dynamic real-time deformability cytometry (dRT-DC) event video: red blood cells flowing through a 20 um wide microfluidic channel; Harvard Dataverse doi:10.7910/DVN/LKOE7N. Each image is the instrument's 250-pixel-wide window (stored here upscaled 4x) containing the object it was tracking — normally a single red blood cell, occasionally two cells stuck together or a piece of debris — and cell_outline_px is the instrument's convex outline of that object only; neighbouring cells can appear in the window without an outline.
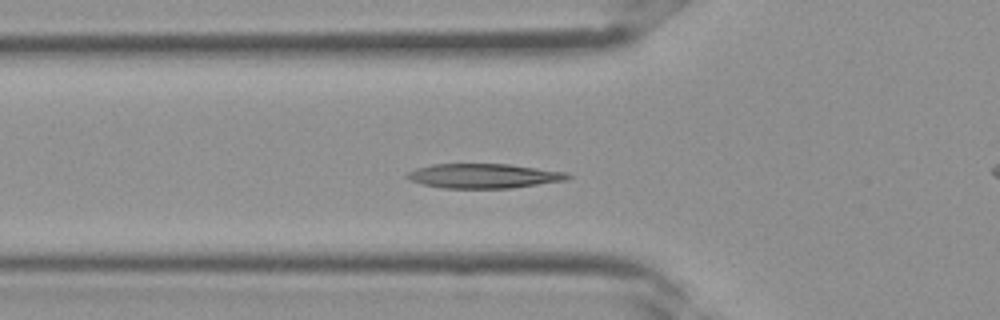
{"species": "Egyptian fruit bat (a non-hibernating species)", "species_latin": "Rousettus aegyptiacus", "temperature_condition": "room temperature", "stored_images_in_passage": 37, "camera_frame_rate_fps": 3000, "um_per_image_px": 0.085, "frame": {"image": 1, "passage_image": 13, "time_ms": 4.0, "image_size_px": [1000, 320], "cell_outline_px": [[572, 176], [568, 180], [512, 188], [440, 188], [424, 184], [412, 180], [404, 176], [408, 172], [416, 168], [432, 164], [508, 164], [568, 172]], "centroid_in_image_um": [41.15, 14.95], "position_along_channel_um": 84.6, "area_um2": 23.0}}
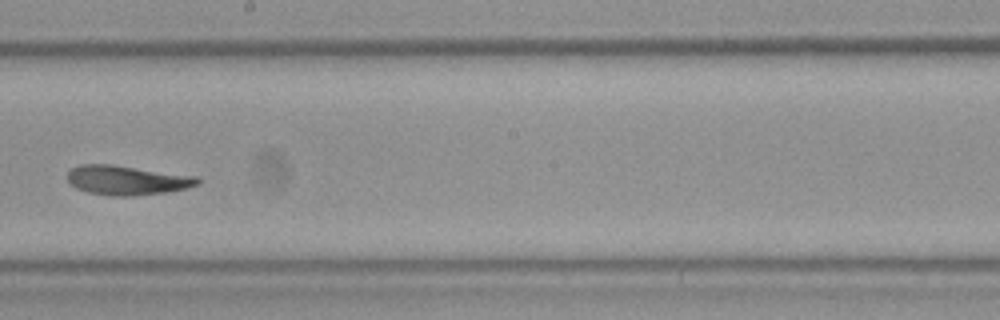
{"frame": {"image": 2, "passage_image": 21, "time_ms": 6.667, "image_size_px": [1000, 320], "cell_outline_px": [[200, 184], [184, 188], [164, 192], [132, 196], [112, 196], [88, 192], [76, 188], [68, 184], [68, 172], [72, 168], [80, 164], [112, 164], [196, 176], [200, 180]], "centroid_in_image_um": [10.75, 15.31], "position_along_channel_um": 237.4, "area_um2": 22.25}}
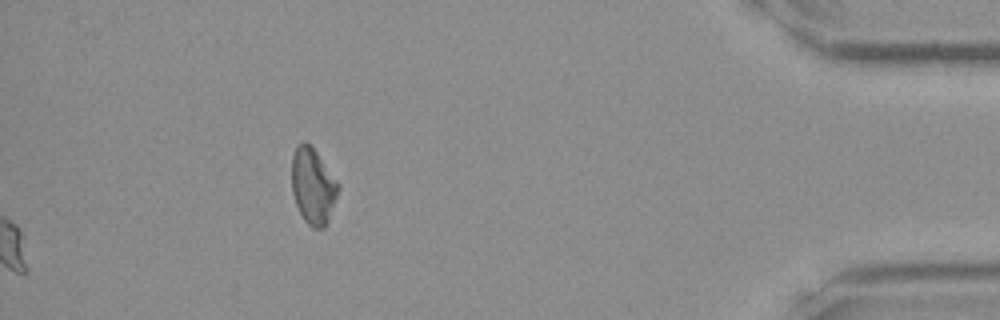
{"frame": {"image": 3, "passage_image": 37, "time_ms": 12.0, "image_size_px": [1000, 320], "cell_outline_px": [[340, 188], [328, 220], [324, 228], [312, 228], [304, 220], [296, 204], [292, 192], [292, 156], [296, 144], [304, 140], [316, 152], [340, 184]], "centroid_in_image_um": [26.6, 15.81], "position_along_channel_um": 408.6, "area_um2": 20.52}}